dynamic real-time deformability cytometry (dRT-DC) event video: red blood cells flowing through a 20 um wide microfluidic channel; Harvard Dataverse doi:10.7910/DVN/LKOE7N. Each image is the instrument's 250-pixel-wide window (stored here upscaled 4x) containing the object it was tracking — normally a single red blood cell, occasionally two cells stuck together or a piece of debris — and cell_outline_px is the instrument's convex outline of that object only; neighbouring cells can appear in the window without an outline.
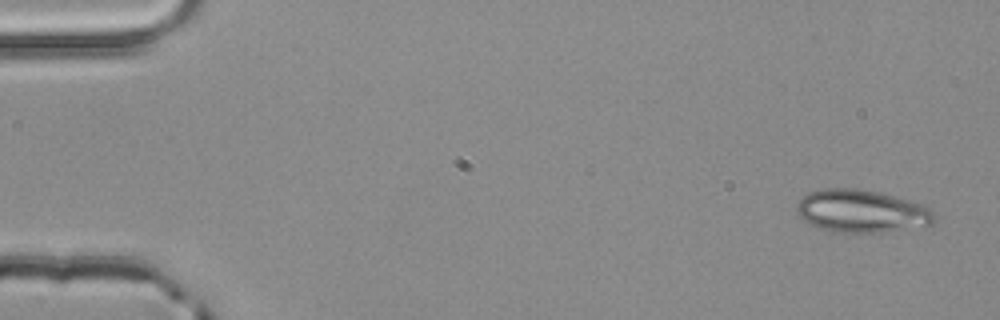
{"species": "common noctule bat (a hibernating species)", "species_latin": "Nyctalus noctula", "temperature_condition": "room temperature", "stored_images_in_passage": 3, "camera_frame_rate_fps": 3000, "um_per_image_px": 0.085, "animal": {"sex": "male", "body_mass_g": 20.4}, "frame": {"image": 1, "passage_image": 1, "time_ms": 0.0, "image_size_px": [1000, 320], "cell_outline_px": [[936, 220], [932, 224], [924, 228], [884, 232], [844, 232], [820, 228], [804, 220], [796, 212], [796, 204], [808, 192], [824, 188], [856, 188], [876, 192], [924, 204], [932, 212]], "centroid_in_image_um": [73.27, 17.95], "position_along_channel_um": 11.7, "area_um2": 34.28}}